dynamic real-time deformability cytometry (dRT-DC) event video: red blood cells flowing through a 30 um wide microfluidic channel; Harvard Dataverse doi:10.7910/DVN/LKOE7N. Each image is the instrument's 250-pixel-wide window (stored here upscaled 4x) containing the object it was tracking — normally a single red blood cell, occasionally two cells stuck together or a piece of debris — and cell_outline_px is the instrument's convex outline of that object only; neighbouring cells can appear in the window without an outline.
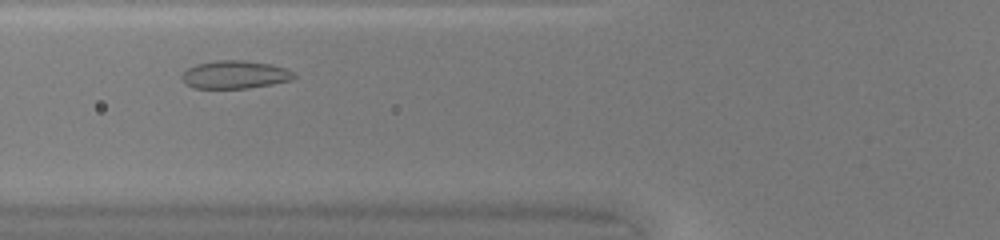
{"species": "common noctule bat (a hibernating species)", "species_latin": "Nyctalus noctula", "temperature_condition": "warm", "stored_images_in_passage": 28, "camera_frame_rate_fps": 3000, "um_per_image_px": 0.085, "animal": {"sex": "female", "body_mass_g": 20.0, "forearm_length_mm": 54.0}, "frame": {"image": 1, "passage_image": 6, "time_ms": 1.667, "image_size_px": [1000, 240], "cell_outline_px": [[296, 76], [292, 80], [272, 84], [248, 88], [192, 88], [184, 84], [180, 76], [188, 68], [196, 64], [216, 60], [244, 60], [268, 64], [284, 68], [292, 72]], "centroid_in_image_um": [19.92, 6.35], "position_along_channel_um": 105.9, "area_um2": 18.26}}
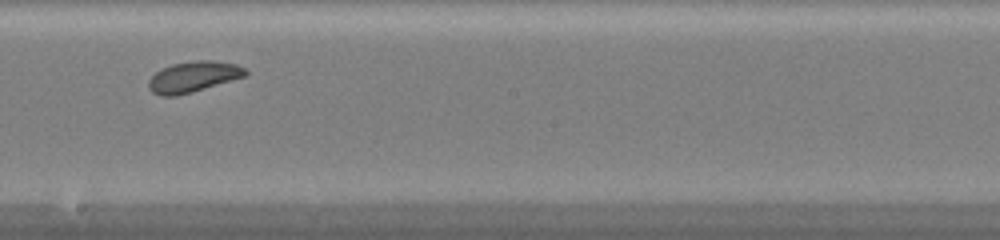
{"frame": {"image": 2, "passage_image": 15, "time_ms": 4.667, "image_size_px": [1000, 240], "cell_outline_px": [[248, 76], [192, 92], [176, 96], [160, 96], [152, 92], [148, 88], [148, 80], [156, 72], [172, 64], [196, 60], [212, 60], [236, 64], [244, 68], [248, 72]], "centroid_in_image_um": [16.45, 6.53], "position_along_channel_um": 231.8, "area_um2": 17.46}}
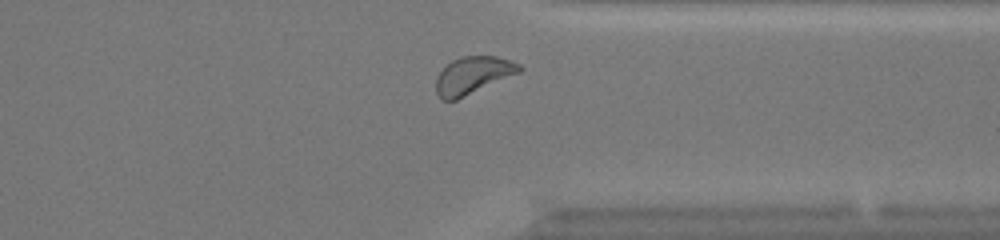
{"frame": {"image": 3, "passage_image": 25, "time_ms": 8.0, "image_size_px": [1000, 240], "cell_outline_px": [[524, 68], [520, 72], [456, 100], [440, 100], [436, 92], [436, 76], [452, 60], [460, 56], [496, 56], [512, 60], [520, 64]], "centroid_in_image_um": [40.2, 6.39], "position_along_channel_um": 371.2, "area_um2": 18.15}, "authors_computed_cell_mechanics": {"area_um2": 17.6001, "velocity_mm_per_s": 4.2039, "shape_relaxation_time_tau1_ms": 4.9121, "shape_relaxation_time_tau2_ms": null, "deformation_change_tau1": 0.1078, "deformation_change_tau2": null}}